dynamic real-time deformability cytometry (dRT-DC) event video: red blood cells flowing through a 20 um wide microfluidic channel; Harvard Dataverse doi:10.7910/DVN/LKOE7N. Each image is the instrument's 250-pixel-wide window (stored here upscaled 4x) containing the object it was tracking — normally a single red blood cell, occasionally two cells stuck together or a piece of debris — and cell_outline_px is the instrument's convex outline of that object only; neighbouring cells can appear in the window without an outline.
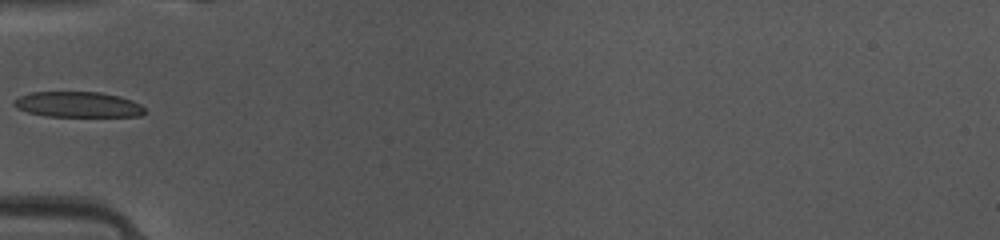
{"species": "common noctule bat (a hibernating species)", "species_latin": "Nyctalus noctula", "temperature_condition": "warm", "stored_images_in_passage": 32, "camera_frame_rate_fps": 3000, "um_per_image_px": 0.085, "animal": {"sex": "female", "body_mass_g": 10.0, "forearm_length_mm": 53.1}, "frame": {"image": 1, "passage_image": 1, "time_ms": 0.0, "image_size_px": [1000, 240], "cell_outline_px": [[148, 112], [140, 116], [48, 116], [28, 112], [16, 108], [12, 104], [12, 100], [20, 96], [32, 92], [100, 92], [120, 96], [132, 100], [140, 104]], "centroid_in_image_um": [6.63, 8.88], "position_along_channel_um": 78.4, "area_um2": 19.54}}
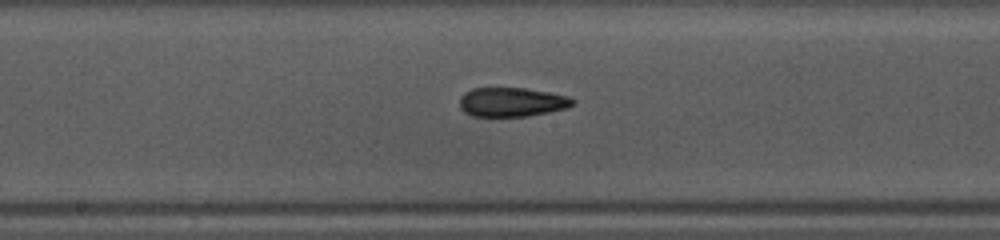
{"frame": {"image": 2, "passage_image": 10, "time_ms": 3.0, "image_size_px": [1000, 240], "cell_outline_px": [[576, 100], [568, 108], [528, 116], [472, 116], [464, 112], [460, 108], [460, 96], [464, 92], [472, 88], [524, 88], [548, 92], [568, 96]], "centroid_in_image_um": [43.48, 8.67], "position_along_channel_um": 204.7, "area_um2": 19.25}}
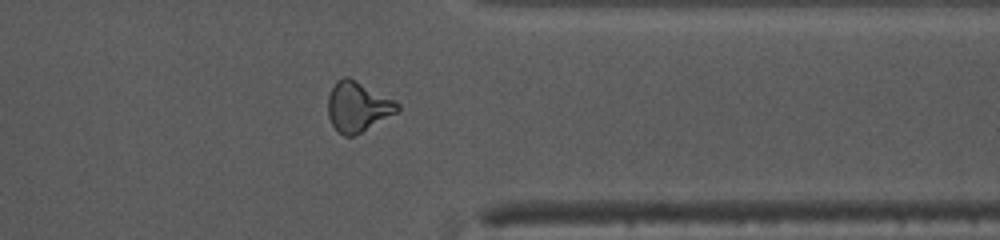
{"frame": {"image": 3, "passage_image": 23, "time_ms": 7.333, "image_size_px": [1000, 240], "cell_outline_px": [[400, 108], [396, 112], [360, 132], [352, 136], [344, 136], [332, 124], [328, 116], [328, 96], [336, 80], [344, 76], [348, 76], [356, 80], [400, 104]], "centroid_in_image_um": [30.37, 9.04], "position_along_channel_um": 381.0, "area_um2": 19.71}}